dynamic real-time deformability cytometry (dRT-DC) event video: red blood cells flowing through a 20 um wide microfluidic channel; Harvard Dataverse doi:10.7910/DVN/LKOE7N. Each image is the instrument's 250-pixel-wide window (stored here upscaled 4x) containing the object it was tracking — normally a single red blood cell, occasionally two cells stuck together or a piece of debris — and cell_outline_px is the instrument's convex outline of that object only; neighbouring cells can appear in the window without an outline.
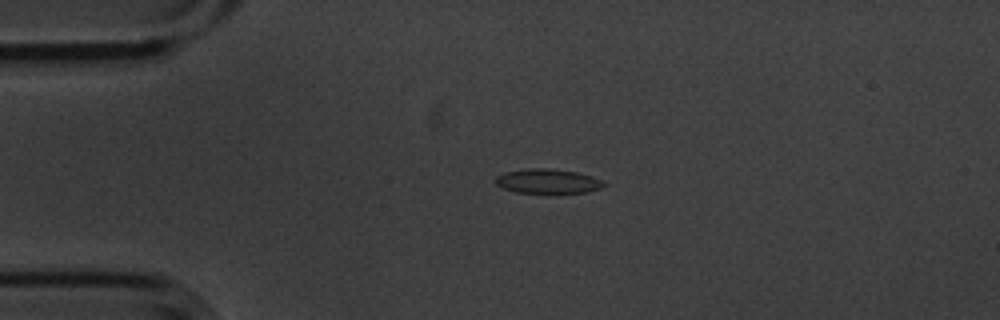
{"species": "common noctule bat (a hibernating species)", "species_latin": "Nyctalus noctula", "temperature_condition": "cold", "stored_images_in_passage": 3, "camera_frame_rate_fps": 3000, "um_per_image_px": 0.085, "animal": {"sex": "male", "body_mass_g": 20.1, "forearm_length_mm": 53.5}, "frame": {"image": 1, "passage_image": 2, "time_ms": 0.333, "image_size_px": [1000, 320], "cell_outline_px": [[608, 184], [600, 188], [588, 192], [556, 196], [548, 196], [516, 192], [504, 188], [496, 184], [496, 176], [504, 172], [528, 168], [548, 168], [576, 172], [592, 176], [604, 180]], "centroid_in_image_um": [46.62, 15.46], "position_along_channel_um": 38.4, "area_um2": 16.47}}